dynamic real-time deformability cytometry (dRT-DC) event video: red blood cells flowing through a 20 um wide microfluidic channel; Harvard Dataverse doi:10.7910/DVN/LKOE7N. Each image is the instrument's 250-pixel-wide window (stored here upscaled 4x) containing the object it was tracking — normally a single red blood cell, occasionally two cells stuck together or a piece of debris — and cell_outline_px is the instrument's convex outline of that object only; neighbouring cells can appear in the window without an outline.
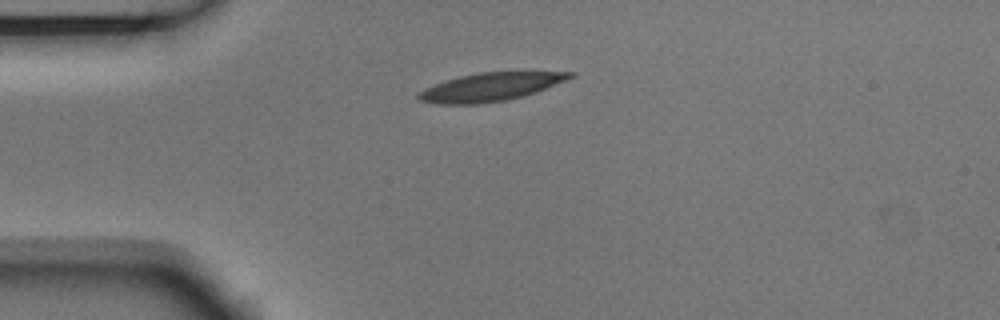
{"species": "Egyptian fruit bat (a non-hibernating species)", "species_latin": "Rousettus aegyptiacus", "temperature_condition": "room temperature", "stored_images_in_passage": 7, "camera_frame_rate_fps": 3000, "um_per_image_px": 0.085, "animal": {"sex": "male"}, "frame": {"image": 1, "passage_image": 1, "time_ms": 0.0, "image_size_px": [1000, 320], "cell_outline_px": [[576, 72], [572, 76], [564, 80], [544, 88], [520, 96], [504, 100], [476, 104], [436, 104], [420, 100], [416, 96], [416, 92], [424, 88], [444, 80], [460, 76], [480, 72]], "centroid_in_image_um": [41.55, 7.39], "position_along_channel_um": 43.5, "area_um2": 24.39}}
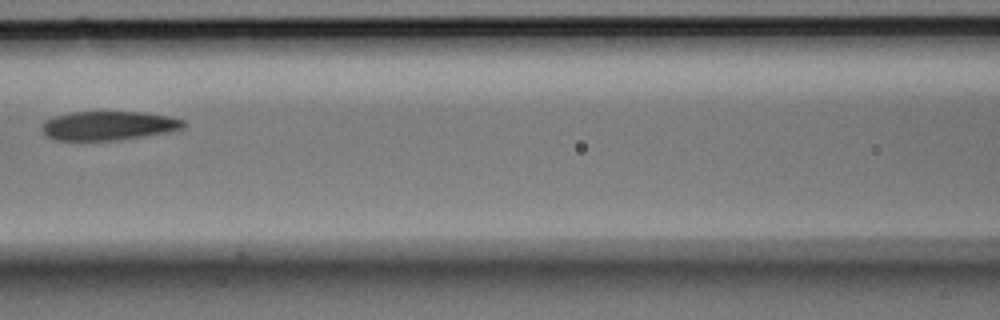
{"frame": {"image": 2, "passage_image": 4, "time_ms": 1.0, "image_size_px": [1000, 320], "cell_outline_px": [[184, 128], [168, 132], [120, 140], [56, 140], [48, 136], [40, 128], [40, 124], [44, 120], [56, 116], [72, 112], [140, 112], [164, 116], [184, 120]], "centroid_in_image_um": [9.17, 10.69], "position_along_channel_um": 157.4, "area_um2": 23.76}}
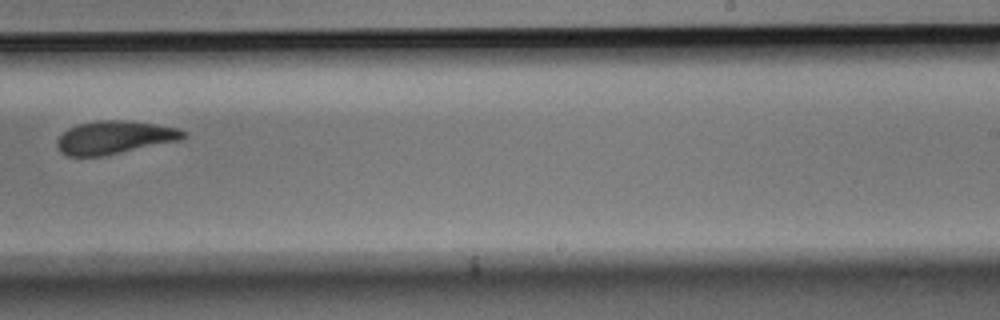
{"frame": {"image": 3, "passage_image": 7, "time_ms": 2.0, "image_size_px": [1000, 320], "cell_outline_px": [[188, 136], [184, 140], [104, 156], [68, 156], [60, 152], [56, 144], [56, 140], [68, 128], [80, 124], [100, 120], [124, 120], [152, 124], [176, 128], [188, 132]], "centroid_in_image_um": [9.78, 11.7], "position_along_channel_um": 279.2, "area_um2": 24.51}}